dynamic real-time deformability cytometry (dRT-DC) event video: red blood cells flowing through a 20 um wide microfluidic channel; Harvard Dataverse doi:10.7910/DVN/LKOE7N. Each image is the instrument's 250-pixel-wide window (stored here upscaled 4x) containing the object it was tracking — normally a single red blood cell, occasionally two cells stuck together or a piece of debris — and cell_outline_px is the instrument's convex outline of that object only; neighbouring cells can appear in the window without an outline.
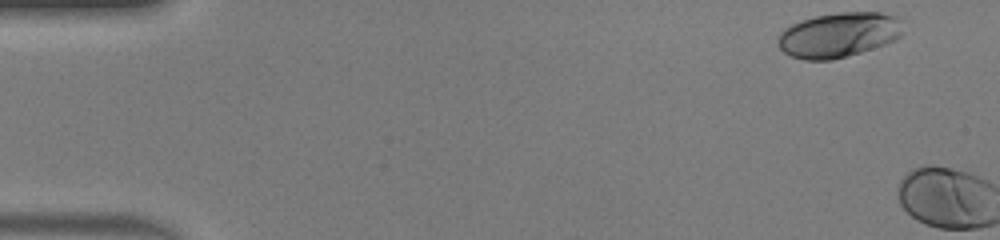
{"species": "human", "species_latin": "Homo sapiens", "temperature_condition": "warm", "stored_images_in_passage": 3, "camera_frame_rate_fps": 3000, "um_per_image_px": 0.085, "donor": {"sex": "male"}, "frame": {"image": 1, "passage_image": 1, "time_ms": 0.0, "image_size_px": [1000, 240], "cell_outline_px": [[900, 36], [896, 40], [860, 52], [832, 60], [804, 60], [792, 56], [784, 52], [780, 48], [776, 40], [776, 36], [784, 28], [792, 24], [816, 16], [840, 12], [880, 12], [896, 16], [900, 32]], "centroid_in_image_um": [71.22, 2.97], "position_along_channel_um": 13.8, "area_um2": 32.37}}